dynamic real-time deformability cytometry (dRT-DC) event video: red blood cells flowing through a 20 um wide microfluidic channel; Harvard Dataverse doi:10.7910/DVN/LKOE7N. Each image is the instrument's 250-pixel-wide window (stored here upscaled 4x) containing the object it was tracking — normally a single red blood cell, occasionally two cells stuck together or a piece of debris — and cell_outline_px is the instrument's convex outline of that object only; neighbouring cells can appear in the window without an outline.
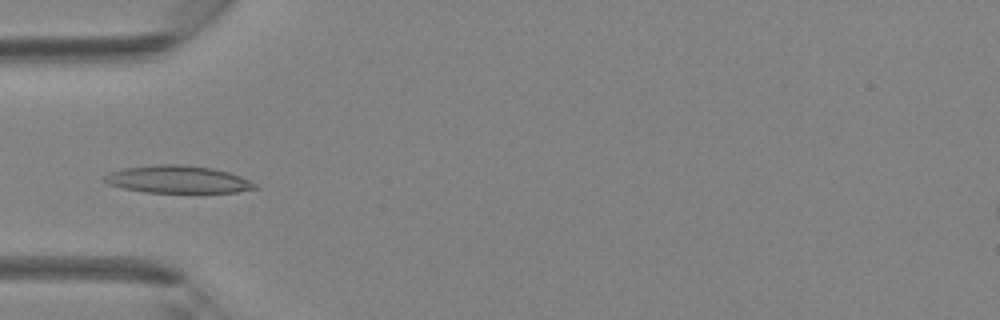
{"species": "Egyptian fruit bat (a non-hibernating species)", "species_latin": "Rousettus aegyptiacus", "temperature_condition": "room temperature", "stored_images_in_passage": 42, "camera_frame_rate_fps": 3000, "um_per_image_px": 0.085, "animal": {"sex": "female"}, "frame": {"image": 1, "passage_image": 14, "time_ms": 4.333, "image_size_px": [1000, 320], "cell_outline_px": [[260, 188], [236, 192], [144, 192], [124, 188], [108, 184], [100, 180], [108, 172], [120, 168], [160, 164], [184, 164], [212, 168], [228, 172], [240, 176], [256, 184]], "centroid_in_image_um": [15.06, 15.24], "position_along_channel_um": 69.9, "area_um2": 24.22}}
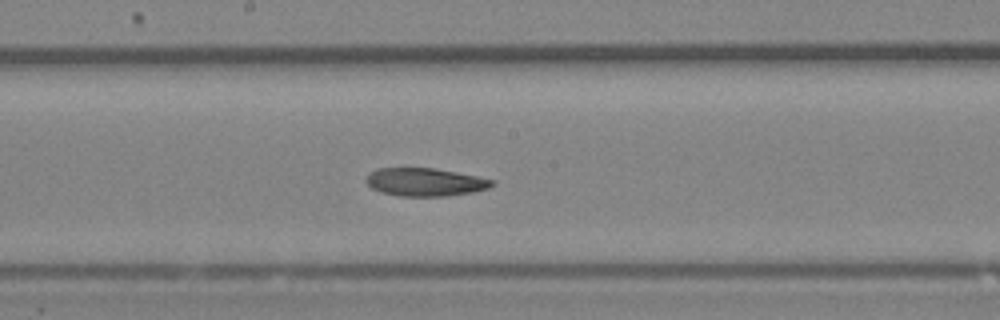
{"frame": {"image": 2, "passage_image": 23, "time_ms": 7.333, "image_size_px": [1000, 320], "cell_outline_px": [[496, 184], [488, 188], [472, 192], [448, 196], [400, 196], [380, 192], [372, 188], [364, 180], [368, 172], [376, 168], [436, 168], [496, 180]], "centroid_in_image_um": [36.12, 15.47], "position_along_channel_um": 212.1, "area_um2": 20.81}}
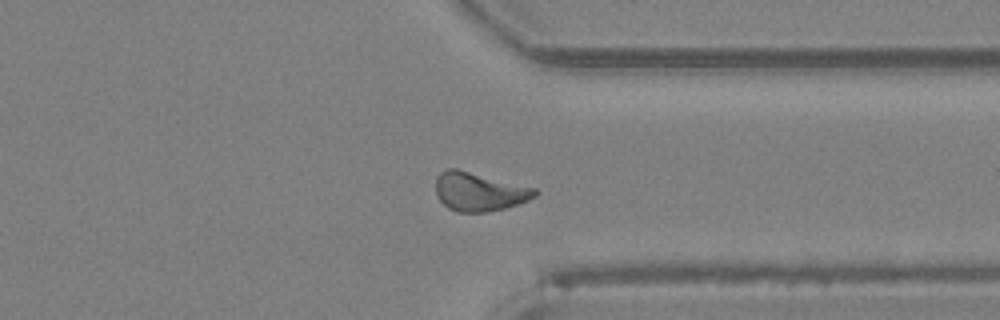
{"frame": {"image": 3, "passage_image": 33, "time_ms": 10.667, "image_size_px": [1000, 320], "cell_outline_px": [[540, 192], [536, 196], [528, 200], [504, 208], [488, 212], [456, 212], [448, 208], [436, 196], [436, 176], [440, 172], [448, 168], [456, 168], [536, 188]], "centroid_in_image_um": [40.72, 16.29], "position_along_channel_um": 370.7, "area_um2": 22.43}}